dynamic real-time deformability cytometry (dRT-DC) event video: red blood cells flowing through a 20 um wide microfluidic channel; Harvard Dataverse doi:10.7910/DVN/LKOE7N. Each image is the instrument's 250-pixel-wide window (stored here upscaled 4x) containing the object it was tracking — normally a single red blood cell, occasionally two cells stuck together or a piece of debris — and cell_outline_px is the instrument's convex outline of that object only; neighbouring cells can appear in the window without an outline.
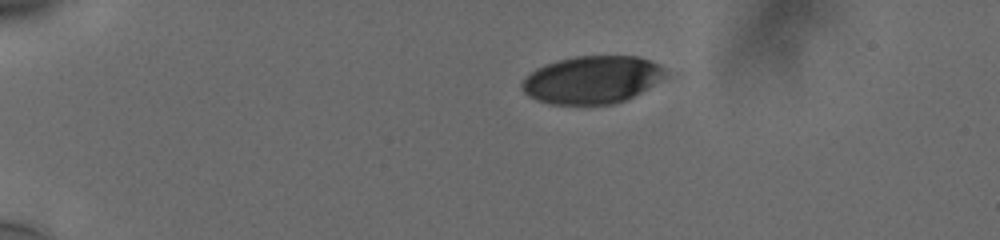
{"species": "human", "species_latin": "Homo sapiens", "temperature_condition": "cold", "stored_images_in_passage": 45, "camera_frame_rate_fps": 3000, "um_per_image_px": 0.085, "donor": {"sex": "male"}, "frame": {"image": 1, "passage_image": 1, "time_ms": 0.0, "image_size_px": [1000, 240], "cell_outline_px": [[668, 76], [648, 88], [624, 100], [612, 104], [548, 104], [536, 100], [528, 96], [520, 88], [520, 84], [536, 68], [560, 60], [576, 56], [636, 56], [648, 60], [664, 68], [668, 72]], "centroid_in_image_um": [50.33, 6.78], "position_along_channel_um": 34.7, "area_um2": 39.59}}
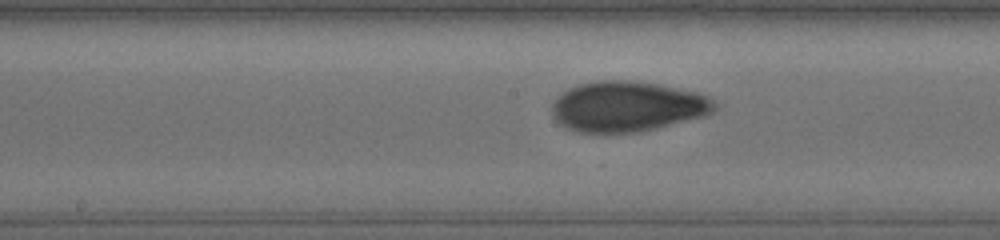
{"frame": {"image": 2, "passage_image": 20, "time_ms": 6.333, "image_size_px": [1000, 240], "cell_outline_px": [[716, 108], [704, 116], [656, 128], [636, 132], [580, 132], [568, 128], [560, 124], [552, 116], [552, 104], [560, 92], [568, 88], [580, 84], [596, 80], [628, 80], [660, 84], [696, 92], [708, 96], [716, 104]], "centroid_in_image_um": [53.29, 9.03], "position_along_channel_um": 194.9, "area_um2": 47.63}}
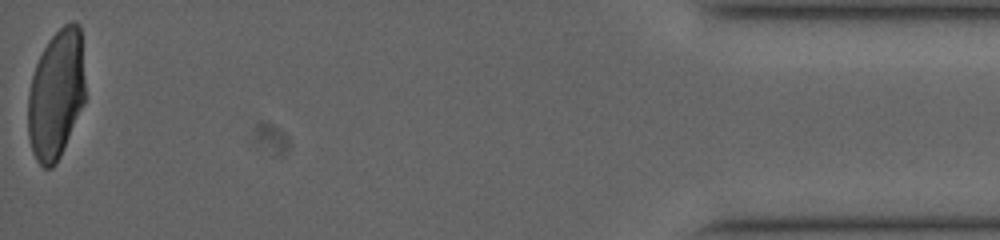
{"frame": {"image": 3, "passage_image": 45, "time_ms": 14.667, "image_size_px": [1000, 240], "cell_outline_px": [[84, 104], [60, 156], [56, 164], [52, 168], [44, 168], [36, 160], [32, 152], [28, 136], [28, 92], [32, 76], [36, 64], [48, 40], [64, 24], [72, 20], [80, 24], [84, 80]], "centroid_in_image_um": [4.76, 8.03], "position_along_channel_um": 430.4, "area_um2": 43.12}, "authors_computed_cell_mechanics": {"area_um2": 45.3152, "velocity_mm_per_s": 3.7668, "shape_relaxation_time_tau1_ms": 6.356, "shape_relaxation_time_tau2_ms": 1.2416, "deformation_change_tau1": 0.1923, "deformation_change_tau2": 0.0447}}